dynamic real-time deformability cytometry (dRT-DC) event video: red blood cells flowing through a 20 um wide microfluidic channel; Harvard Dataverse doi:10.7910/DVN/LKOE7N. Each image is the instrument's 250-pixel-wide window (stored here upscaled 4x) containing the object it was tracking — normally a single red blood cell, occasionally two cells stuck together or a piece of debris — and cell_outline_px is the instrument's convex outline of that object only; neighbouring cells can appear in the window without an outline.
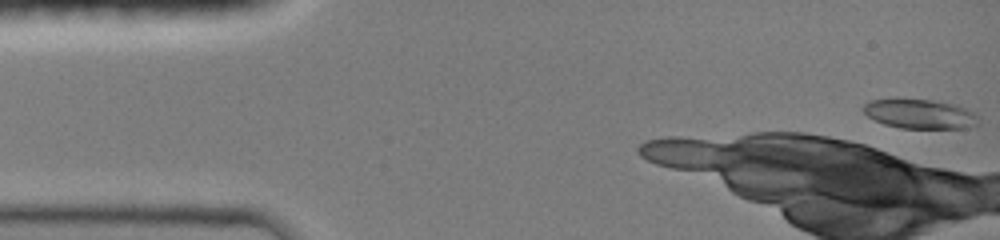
{"species": "common noctule bat (a hibernating species)", "species_latin": "Nyctalus noctula", "temperature_condition": "room temperature", "stored_images_in_passage": 12, "camera_frame_rate_fps": 3000, "um_per_image_px": 0.085, "animal": {"sex": "female", "body_mass_g": 19.0, "forearm_length_mm": 51.5}, "frame": {"image": 1, "passage_image": 1, "time_ms": 0.0, "image_size_px": [1000, 240], "cell_outline_px": [[980, 124], [976, 128], [900, 128], [884, 124], [868, 116], [860, 108], [868, 100], [892, 96], [896, 96], [940, 100], [956, 104], [980, 116]], "centroid_in_image_um": [78.18, 9.63], "position_along_channel_um": 6.8, "area_um2": 21.04}}
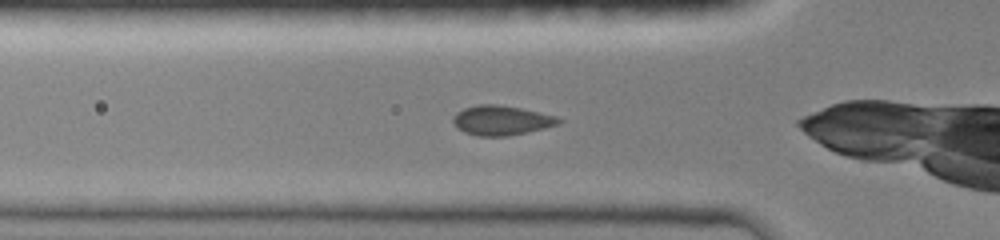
{"frame": {"image": 2, "passage_image": 10, "time_ms": 2.667, "image_size_px": [1000, 240], "cell_outline_px": [[564, 120], [560, 124], [544, 128], [508, 136], [480, 136], [464, 132], [452, 120], [452, 116], [456, 112], [464, 108], [476, 104], [496, 104], [520, 108], [556, 116]], "centroid_in_image_um": [42.63, 10.22], "position_along_channel_um": 83.2, "area_um2": 18.15}}
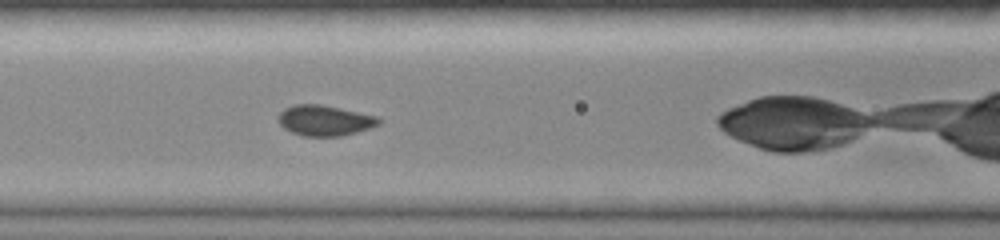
{"frame": {"image": 3, "passage_image": 12, "time_ms": 4.0, "image_size_px": [1000, 240], "cell_outline_px": [[380, 124], [356, 132], [340, 136], [304, 136], [292, 132], [284, 128], [280, 124], [280, 112], [284, 108], [296, 104], [320, 104], [376, 116], [380, 120]], "centroid_in_image_um": [27.58, 10.24], "position_along_channel_um": 139.0, "area_um2": 17.51}}